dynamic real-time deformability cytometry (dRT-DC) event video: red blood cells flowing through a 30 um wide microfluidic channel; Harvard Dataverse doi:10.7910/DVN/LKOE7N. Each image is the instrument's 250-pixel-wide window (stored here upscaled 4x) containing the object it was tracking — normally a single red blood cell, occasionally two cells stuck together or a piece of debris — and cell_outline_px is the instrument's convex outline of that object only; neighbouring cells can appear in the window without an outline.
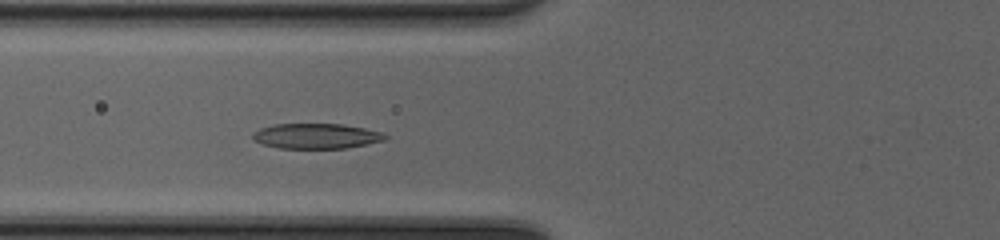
{"species": "common noctule bat (a hibernating species)", "species_latin": "Nyctalus noctula", "temperature_condition": "cold", "stored_images_in_passage": 41, "camera_frame_rate_fps": 3000, "um_per_image_px": 0.085, "animal": {"sex": "female", "body_mass_g": 20.0, "forearm_length_mm": 54.0}, "frame": {"image": 1, "passage_image": 12, "time_ms": 3.667, "image_size_px": [1000, 240], "cell_outline_px": [[388, 140], [348, 148], [280, 148], [264, 144], [252, 140], [252, 132], [260, 128], [272, 124], [340, 124], [364, 128], [384, 132], [388, 136]], "centroid_in_image_um": [26.91, 11.56], "position_along_channel_um": 98.9, "area_um2": 19.65}}
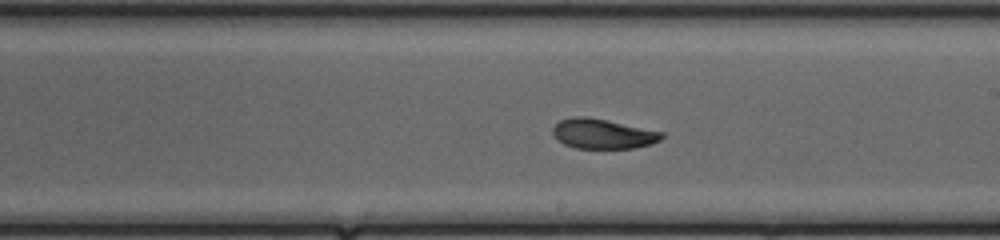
{"frame": {"image": 2, "passage_image": 22, "time_ms": 7.0, "image_size_px": [1000, 240], "cell_outline_px": [[664, 136], [660, 140], [652, 144], [632, 148], [576, 148], [564, 144], [556, 140], [552, 132], [552, 128], [560, 120], [572, 116], [588, 116], [664, 132]], "centroid_in_image_um": [51.22, 11.36], "position_along_channel_um": 237.8, "area_um2": 19.07}}
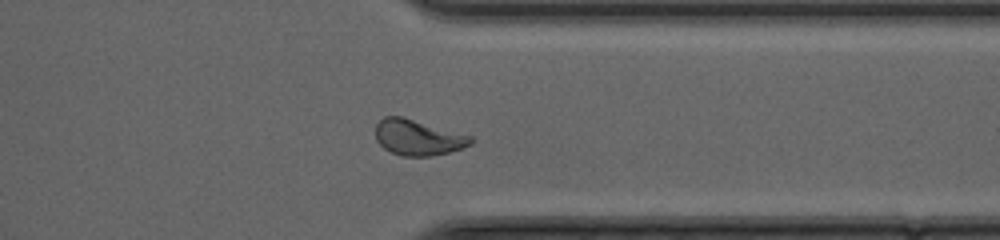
{"frame": {"image": 3, "passage_image": 32, "time_ms": 10.333, "image_size_px": [1000, 240], "cell_outline_px": [[472, 144], [464, 148], [432, 156], [400, 156], [384, 148], [376, 140], [376, 124], [384, 116], [400, 116], [472, 136]], "centroid_in_image_um": [35.52, 11.69], "position_along_channel_um": 375.9, "area_um2": 19.65}, "authors_computed_cell_mechanics": {"area_um2": 19.5364, "velocity_mm_per_s": 4.1495, "shape_relaxation_time_tau1_ms": 6.2603, "shape_relaxation_time_tau2_ms": 1.6125, "deformation_change_tau1": 0.2134, "deformation_change_tau2": 0.0718}}